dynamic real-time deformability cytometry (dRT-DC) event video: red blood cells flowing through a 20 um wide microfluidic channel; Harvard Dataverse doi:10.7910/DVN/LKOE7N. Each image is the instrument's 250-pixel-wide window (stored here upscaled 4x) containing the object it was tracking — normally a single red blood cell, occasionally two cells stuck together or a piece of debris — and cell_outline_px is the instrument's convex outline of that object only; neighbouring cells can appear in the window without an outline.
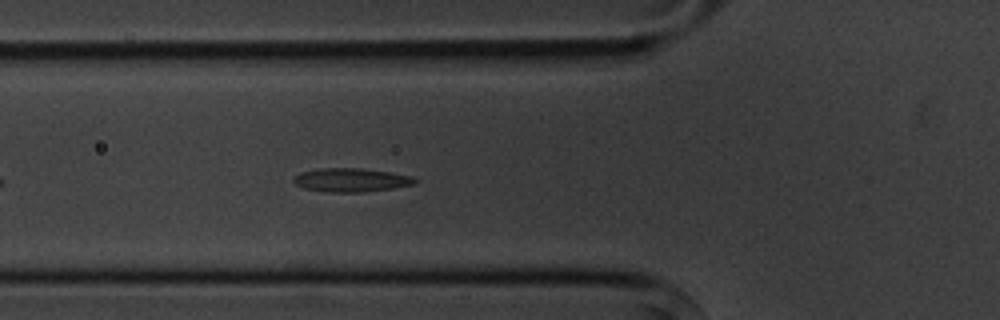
{"species": "common noctule bat (a hibernating species)", "species_latin": "Nyctalus noctula", "temperature_condition": "cold", "stored_images_in_passage": 2, "camera_frame_rate_fps": 3000, "um_per_image_px": 0.085, "animal": {"sex": "male", "body_mass_g": 20.1, "forearm_length_mm": 53.5}, "frame": {"image": 1, "passage_image": 2, "time_ms": 1.0, "image_size_px": [1000, 320], "cell_outline_px": [[420, 180], [416, 184], [392, 188], [360, 192], [324, 192], [304, 188], [296, 184], [292, 180], [300, 172], [320, 168], [360, 168], [388, 172], [412, 176]], "centroid_in_image_um": [29.86, 15.3], "position_along_channel_um": 95.9, "area_um2": 16.7}}